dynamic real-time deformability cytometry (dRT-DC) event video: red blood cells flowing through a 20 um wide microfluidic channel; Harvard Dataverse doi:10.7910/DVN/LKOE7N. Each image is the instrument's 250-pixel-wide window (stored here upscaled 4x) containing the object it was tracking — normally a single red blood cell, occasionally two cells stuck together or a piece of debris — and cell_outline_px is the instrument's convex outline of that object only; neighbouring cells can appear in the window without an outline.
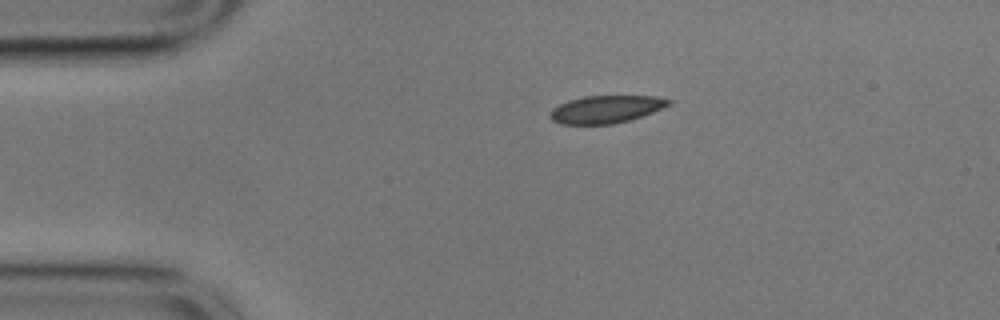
{"species": "common noctule bat (a hibernating species)", "species_latin": "Nyctalus noctula", "temperature_condition": "cold", "stored_images_in_passage": 46, "camera_frame_rate_fps": 3000, "um_per_image_px": 0.085, "animal": {"sex": "male", "body_mass_g": 17.9}, "frame": {"image": 1, "passage_image": 1, "time_ms": 0.0, "image_size_px": [1000, 320], "cell_outline_px": [[672, 104], [652, 112], [628, 120], [612, 124], [560, 124], [552, 120], [548, 116], [548, 112], [552, 108], [568, 100], [584, 96], [656, 96], [672, 100]], "centroid_in_image_um": [51.47, 9.28], "position_along_channel_um": 33.5, "area_um2": 19.07}}
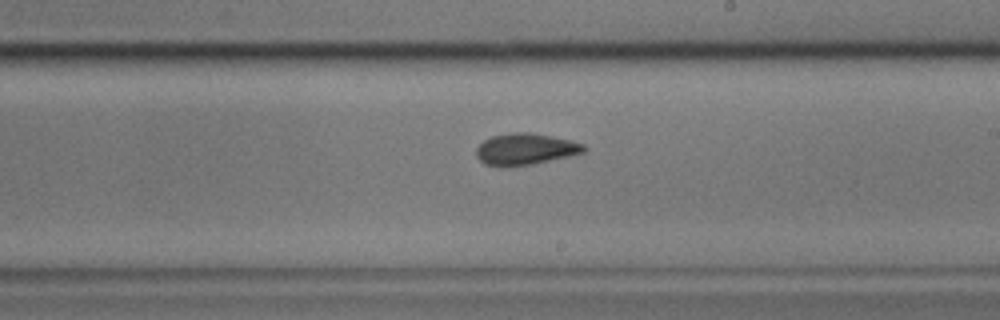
{"frame": {"image": 2, "passage_image": 22, "time_ms": 7.0, "image_size_px": [1000, 320], "cell_outline_px": [[588, 148], [584, 152], [568, 156], [532, 164], [508, 168], [500, 168], [484, 164], [476, 156], [476, 148], [484, 140], [492, 136], [512, 132], [532, 132], [568, 140], [584, 144]], "centroid_in_image_um": [44.61, 12.69], "position_along_channel_um": 244.4, "area_um2": 19.94}}
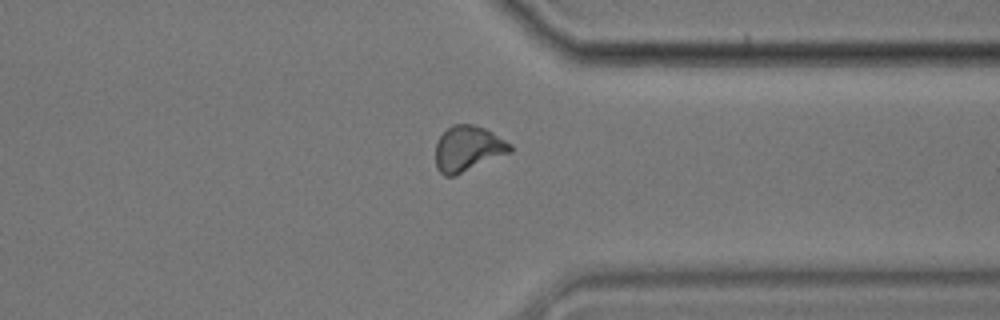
{"frame": {"image": 3, "passage_image": 33, "time_ms": 10.667, "image_size_px": [1000, 320], "cell_outline_px": [[512, 152], [456, 176], [444, 176], [436, 168], [436, 144], [440, 136], [452, 124], [472, 124], [484, 128], [492, 132], [512, 144]], "centroid_in_image_um": [39.78, 12.65], "position_along_channel_um": 371.6, "area_um2": 19.94}, "authors_computed_cell_mechanics": {"area_um2": 19.8254, "velocity_mm_per_s": 3.5458, "shape_relaxation_time_tau1_ms": 3.7172, "shape_relaxation_time_tau2_ms": 2.134, "deformation_change_tau1": 0.0911, "deformation_change_tau2": 0.055}}